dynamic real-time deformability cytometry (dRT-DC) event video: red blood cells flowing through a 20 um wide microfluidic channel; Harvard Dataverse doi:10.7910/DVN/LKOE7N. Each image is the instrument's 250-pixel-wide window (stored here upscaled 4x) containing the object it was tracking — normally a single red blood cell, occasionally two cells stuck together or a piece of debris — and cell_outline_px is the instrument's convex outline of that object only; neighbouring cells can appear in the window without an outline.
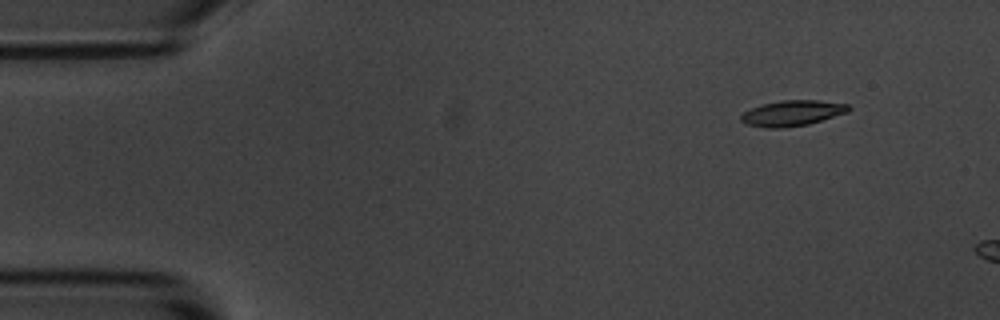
{"species": "common noctule bat (a hibernating species)", "species_latin": "Nyctalus noctula", "temperature_condition": "room temperature", "stored_images_in_passage": 3, "camera_frame_rate_fps": 3000, "um_per_image_px": 0.085, "animal": {"sex": "male", "body_mass_g": 20.1, "forearm_length_mm": 53.5}, "frame": {"image": 1, "passage_image": 2, "time_ms": 1.333, "image_size_px": [1000, 320], "cell_outline_px": [[852, 108], [848, 112], [808, 124], [780, 128], [764, 128], [748, 124], [740, 120], [740, 116], [744, 112], [760, 104], [780, 100], [816, 100], [848, 104]], "centroid_in_image_um": [67.33, 9.61], "position_along_channel_um": 17.7, "area_um2": 16.01}}